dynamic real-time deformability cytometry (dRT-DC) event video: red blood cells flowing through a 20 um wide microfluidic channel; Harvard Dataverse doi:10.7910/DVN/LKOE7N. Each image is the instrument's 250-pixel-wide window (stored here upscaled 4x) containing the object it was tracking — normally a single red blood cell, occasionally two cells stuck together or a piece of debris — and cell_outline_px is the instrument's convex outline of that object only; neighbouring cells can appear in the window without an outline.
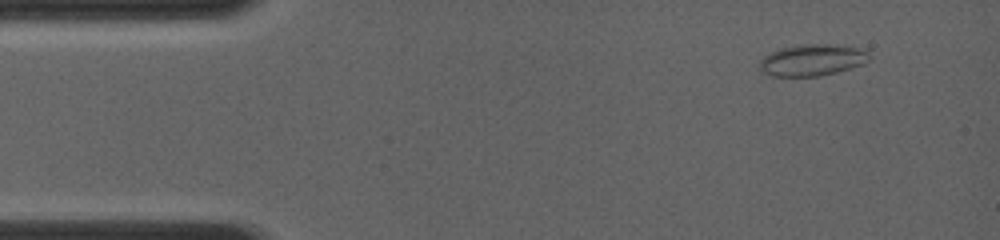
{"species": "common noctule bat (a hibernating species)", "species_latin": "Nyctalus noctula", "temperature_condition": "room temperature", "stored_images_in_passage": 48, "camera_frame_rate_fps": 4000, "um_per_image_px": 0.085, "animal": {"sex": "female", "body_mass_g": 19.0, "forearm_length_mm": 56.7}, "frame": {"image": 1, "passage_image": 3, "time_ms": 1.0, "image_size_px": [1000, 240], "cell_outline_px": [[868, 60], [864, 64], [836, 72], [820, 76], [772, 76], [764, 72], [760, 68], [760, 60], [764, 56], [780, 48], [804, 44], [852, 44], [868, 52]], "centroid_in_image_um": [69.09, 5.08], "position_along_channel_um": 15.9, "area_um2": 20.29}}
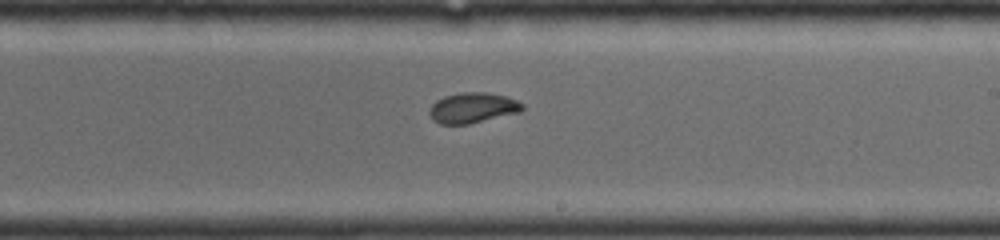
{"frame": {"image": 2, "passage_image": 22, "time_ms": 8.25, "image_size_px": [1000, 240], "cell_outline_px": [[524, 108], [520, 112], [468, 124], [440, 124], [432, 120], [428, 112], [432, 104], [436, 100], [444, 96], [460, 92], [488, 92], [504, 96], [516, 100], [524, 104]], "centroid_in_image_um": [40.15, 9.16], "position_along_channel_um": 248.8, "area_um2": 16.53}}
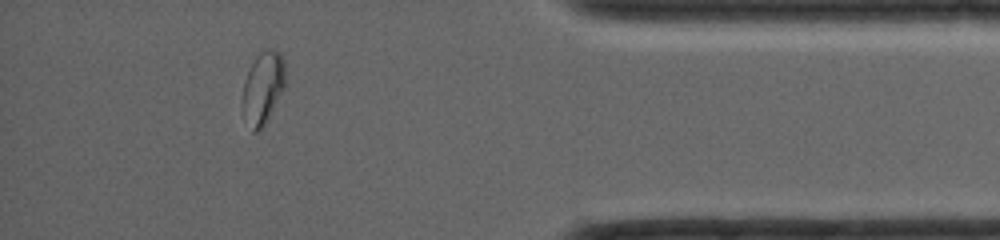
{"frame": {"image": 3, "passage_image": 41, "time_ms": 12.5, "image_size_px": [1000, 240], "cell_outline_px": [[284, 88], [264, 128], [256, 132], [252, 132], [240, 104], [244, 80], [256, 56], [264, 48], [272, 48], [280, 52], [284, 60]], "centroid_in_image_um": [22.33, 7.47], "position_along_channel_um": 412.9, "area_um2": 18.32}}